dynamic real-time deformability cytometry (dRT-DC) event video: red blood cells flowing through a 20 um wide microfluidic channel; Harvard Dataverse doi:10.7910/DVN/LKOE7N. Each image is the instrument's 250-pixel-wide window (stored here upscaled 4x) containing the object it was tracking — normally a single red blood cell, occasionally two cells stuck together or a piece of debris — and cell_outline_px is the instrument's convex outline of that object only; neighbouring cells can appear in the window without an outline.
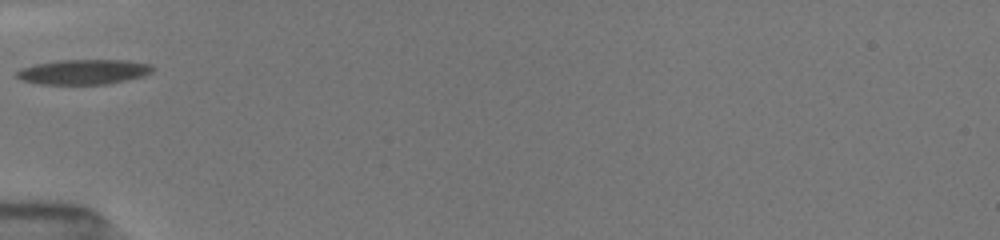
{"species": "common noctule bat (a hibernating species)", "species_latin": "Nyctalus noctula", "temperature_condition": "room temperature", "stored_images_in_passage": 11, "camera_frame_rate_fps": 3000, "um_per_image_px": 0.085, "animal": {"sex": "female", "body_mass_g": 19.5, "forearm_length_mm": 54.1}, "frame": {"image": 1, "passage_image": 1, "time_ms": 0.0, "image_size_px": [1000, 240], "cell_outline_px": [[156, 68], [152, 72], [144, 76], [128, 80], [108, 84], [36, 84], [20, 80], [16, 76], [16, 72], [20, 68], [36, 64], [60, 60], [128, 60], [152, 64]], "centroid_in_image_um": [7.14, 6.11], "position_along_channel_um": 77.9, "area_um2": 20.06}}